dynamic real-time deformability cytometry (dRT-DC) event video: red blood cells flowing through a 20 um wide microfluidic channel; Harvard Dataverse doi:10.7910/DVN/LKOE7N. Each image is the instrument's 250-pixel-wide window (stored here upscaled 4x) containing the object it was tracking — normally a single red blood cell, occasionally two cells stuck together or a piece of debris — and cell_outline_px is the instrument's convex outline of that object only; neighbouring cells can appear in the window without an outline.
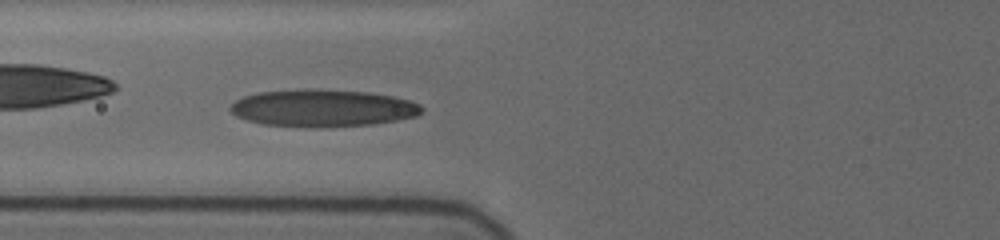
{"species": "human", "species_latin": "Homo sapiens", "temperature_condition": "cold", "stored_images_in_passage": 24, "camera_frame_rate_fps": 3000, "um_per_image_px": 0.085, "donor": {"sex": "female"}, "frame": {"image": 1, "passage_image": 21, "time_ms": 8.333, "image_size_px": [1000, 240], "cell_outline_px": [[424, 108], [416, 116], [396, 120], [372, 124], [264, 124], [248, 120], [236, 116], [228, 108], [236, 100], [244, 96], [260, 92], [312, 88], [368, 92], [392, 96], [408, 100], [420, 104]], "centroid_in_image_um": [27.44, 9.13], "position_along_channel_um": 98.4, "area_um2": 39.94}}
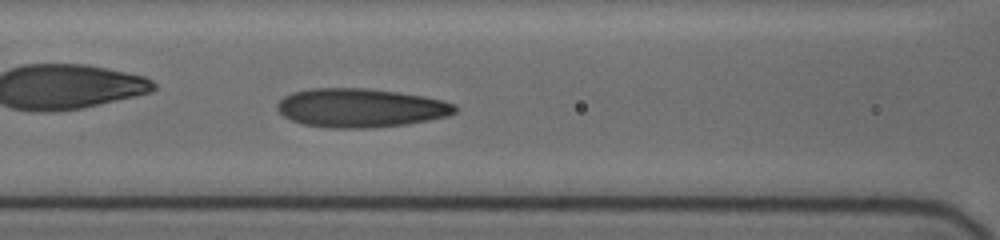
{"frame": {"image": 2, "passage_image": 24, "time_ms": 9.333, "image_size_px": [1000, 240], "cell_outline_px": [[456, 112], [448, 116], [408, 124], [372, 128], [328, 128], [304, 124], [292, 120], [284, 116], [276, 108], [276, 104], [284, 96], [292, 92], [312, 88], [364, 88], [396, 92], [424, 96], [444, 100], [456, 104]], "centroid_in_image_um": [30.65, 9.17], "position_along_channel_um": 135.9, "area_um2": 40.34}}